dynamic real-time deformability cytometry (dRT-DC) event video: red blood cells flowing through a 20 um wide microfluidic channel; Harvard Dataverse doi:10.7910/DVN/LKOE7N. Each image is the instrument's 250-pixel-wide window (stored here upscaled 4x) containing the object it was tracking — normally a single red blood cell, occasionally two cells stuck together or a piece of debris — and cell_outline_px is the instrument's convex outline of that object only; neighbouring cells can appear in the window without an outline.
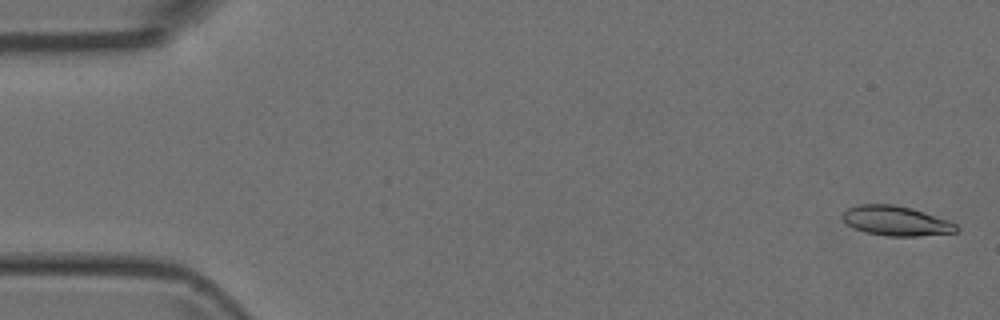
{"species": "Egyptian fruit bat (a non-hibernating species)", "species_latin": "Rousettus aegyptiacus", "temperature_condition": "room temperature", "stored_images_in_passage": 5, "camera_frame_rate_fps": 3000, "um_per_image_px": 0.085, "animal": {"sex": "female"}, "frame": {"image": 1, "passage_image": 1, "time_ms": 0.0, "image_size_px": [1000, 320], "cell_outline_px": [[960, 228], [956, 232], [916, 236], [888, 236], [864, 232], [848, 224], [840, 216], [848, 208], [856, 204], [896, 204], [912, 208], [948, 220], [956, 224]], "centroid_in_image_um": [76.16, 18.76], "position_along_channel_um": 8.8, "area_um2": 19.71}}
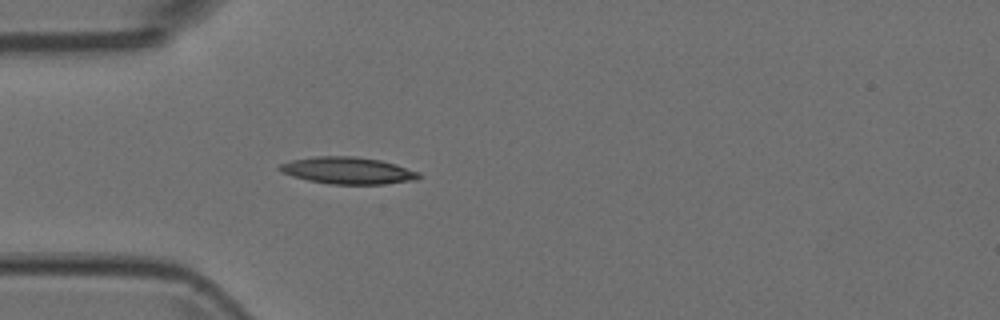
{"frame": {"image": 2, "passage_image": 5, "time_ms": 1.333, "image_size_px": [1000, 320], "cell_outline_px": [[420, 176], [416, 180], [384, 184], [332, 184], [308, 180], [292, 176], [280, 172], [276, 168], [280, 164], [292, 160], [312, 156], [356, 156], [380, 160], [396, 164], [420, 172]], "centroid_in_image_um": [29.55, 14.49], "position_along_channel_um": 55.5, "area_um2": 21.96}}